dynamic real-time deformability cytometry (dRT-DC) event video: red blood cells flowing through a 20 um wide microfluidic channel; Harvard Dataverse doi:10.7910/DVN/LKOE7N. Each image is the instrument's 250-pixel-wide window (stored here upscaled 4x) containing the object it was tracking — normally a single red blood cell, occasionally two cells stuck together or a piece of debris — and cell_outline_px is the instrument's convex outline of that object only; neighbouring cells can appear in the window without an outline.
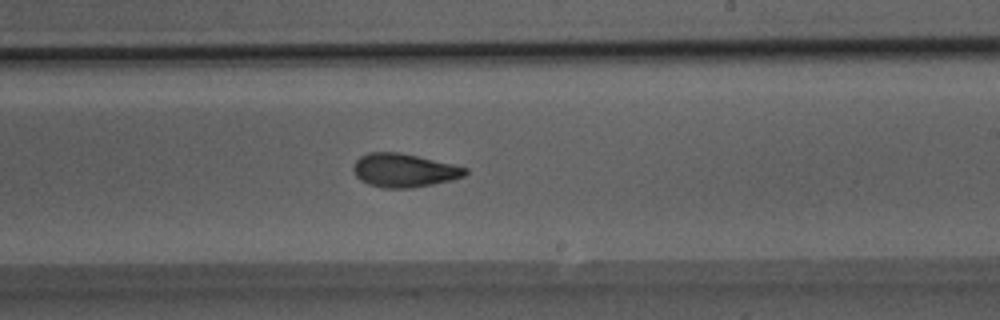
{"species": "Egyptian fruit bat (a non-hibernating species)", "species_latin": "Rousettus aegyptiacus", "temperature_condition": "room temperature", "stored_images_in_passage": 43, "camera_frame_rate_fps": 3000, "um_per_image_px": 0.085, "animal": {"sex": "male"}, "frame": {"image": 1, "passage_image": 30, "time_ms": 9.667, "image_size_px": [1000, 320], "cell_outline_px": [[468, 172], [464, 176], [452, 180], [412, 188], [384, 188], [368, 184], [360, 180], [356, 176], [352, 168], [356, 160], [360, 156], [368, 152], [400, 152], [452, 164], [468, 168]], "centroid_in_image_um": [34.33, 14.48], "position_along_channel_um": 254.7, "area_um2": 21.91}}
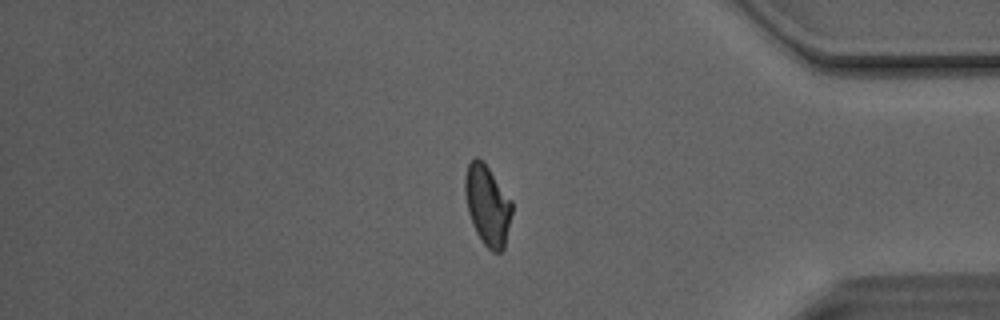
{"frame": {"image": 2, "passage_image": 42, "time_ms": 13.667, "image_size_px": [1000, 320], "cell_outline_px": [[512, 212], [504, 248], [500, 252], [492, 252], [484, 244], [476, 232], [472, 224], [468, 212], [464, 192], [464, 176], [468, 164], [476, 156], [484, 160], [512, 200]], "centroid_in_image_um": [41.42, 17.4], "position_along_channel_um": 393.8, "area_um2": 22.2}}